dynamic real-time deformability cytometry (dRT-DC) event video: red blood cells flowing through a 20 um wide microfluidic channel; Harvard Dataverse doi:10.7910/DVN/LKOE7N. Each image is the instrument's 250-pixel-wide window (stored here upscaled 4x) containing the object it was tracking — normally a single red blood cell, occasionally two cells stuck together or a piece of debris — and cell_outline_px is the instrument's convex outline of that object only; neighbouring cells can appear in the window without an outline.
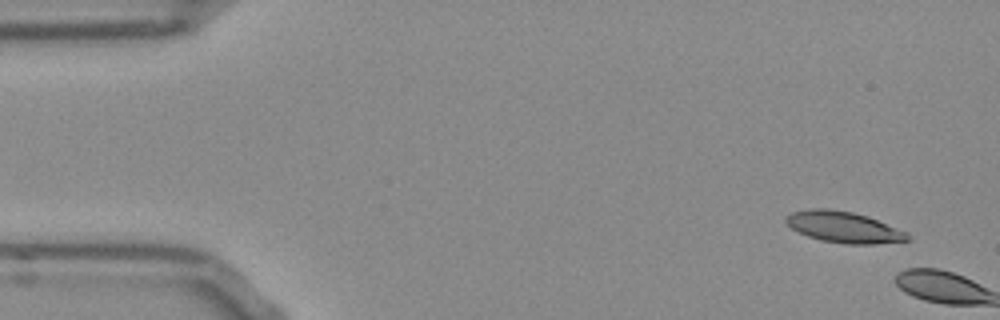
{"species": "Egyptian fruit bat (a non-hibernating species)", "species_latin": "Rousettus aegyptiacus", "temperature_condition": "room temperature", "stored_images_in_passage": 2, "camera_frame_rate_fps": 3000, "um_per_image_px": 0.085, "frame": {"image": 1, "passage_image": 1, "time_ms": 0.0, "image_size_px": [1000, 320], "cell_outline_px": [[908, 240], [872, 244], [848, 244], [820, 240], [808, 236], [792, 228], [784, 220], [792, 212], [808, 208], [828, 208], [852, 212], [868, 216], [908, 232]], "centroid_in_image_um": [71.71, 19.29], "position_along_channel_um": 13.3, "area_um2": 21.91}}